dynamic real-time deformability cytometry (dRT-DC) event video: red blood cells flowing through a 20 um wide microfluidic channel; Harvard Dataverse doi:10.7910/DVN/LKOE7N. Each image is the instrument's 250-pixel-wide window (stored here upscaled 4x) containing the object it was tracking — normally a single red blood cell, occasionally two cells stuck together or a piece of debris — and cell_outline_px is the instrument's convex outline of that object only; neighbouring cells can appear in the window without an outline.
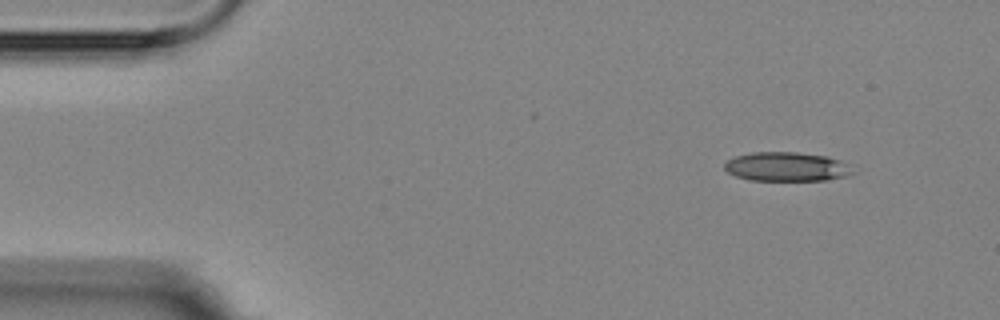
{"species": "Egyptian fruit bat (a non-hibernating species)", "species_latin": "Rousettus aegyptiacus", "temperature_condition": "room temperature", "stored_images_in_passage": 4, "camera_frame_rate_fps": 3000, "um_per_image_px": 0.085, "animal": {"sex": "female"}, "frame": {"image": 1, "passage_image": 1, "time_ms": 0.0, "image_size_px": [1000, 320], "cell_outline_px": [[856, 172], [848, 176], [824, 180], [748, 180], [736, 176], [728, 172], [724, 168], [724, 164], [728, 160], [736, 156], [752, 152], [796, 152], [828, 156], [840, 160], [848, 164]], "centroid_in_image_um": [66.89, 14.17], "position_along_channel_um": 18.1, "area_um2": 21.85}}
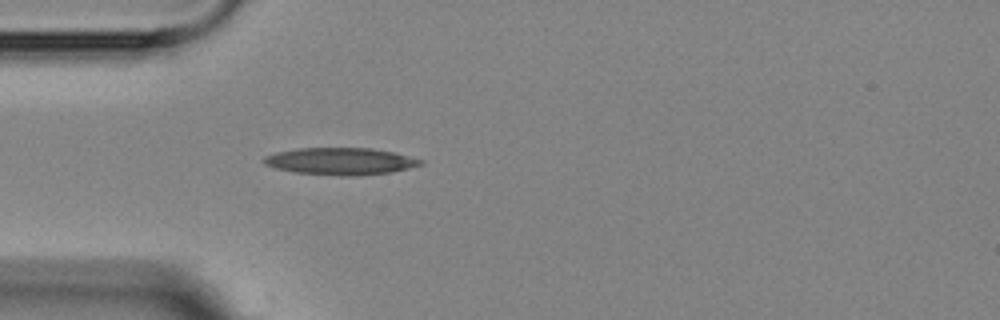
{"frame": {"image": 2, "passage_image": 4, "time_ms": 3.333, "image_size_px": [1000, 320], "cell_outline_px": [[424, 164], [392, 172], [360, 176], [340, 176], [296, 172], [276, 168], [264, 164], [260, 160], [264, 156], [276, 152], [300, 148], [372, 148], [392, 152], [424, 160]], "centroid_in_image_um": [28.94, 13.71], "position_along_channel_um": 56.1, "area_um2": 24.8}}